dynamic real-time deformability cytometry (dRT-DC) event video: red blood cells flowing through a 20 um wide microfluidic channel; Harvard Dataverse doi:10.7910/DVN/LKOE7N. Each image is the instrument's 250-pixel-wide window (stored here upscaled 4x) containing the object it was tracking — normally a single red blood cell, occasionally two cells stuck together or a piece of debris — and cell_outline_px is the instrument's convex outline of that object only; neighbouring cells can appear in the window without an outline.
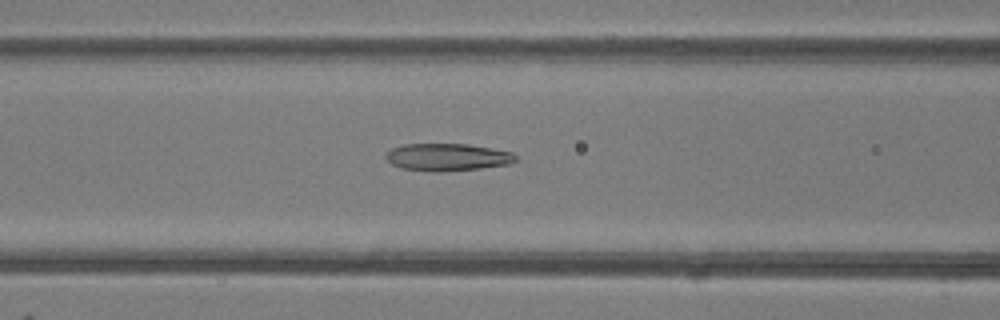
{"species": "common noctule bat (a hibernating species)", "species_latin": "Nyctalus noctula", "temperature_condition": "room temperature", "stored_images_in_passage": 40, "camera_frame_rate_fps": 3000, "um_per_image_px": 0.085, "animal": {"sex": "female"}, "frame": {"image": 1, "passage_image": 11, "time_ms": 3.333, "image_size_px": [1000, 320], "cell_outline_px": [[516, 160], [508, 164], [480, 168], [440, 172], [400, 168], [392, 164], [384, 156], [392, 148], [404, 144], [468, 144], [492, 148], [512, 152], [516, 156]], "centroid_in_image_um": [38.02, 13.35], "position_along_channel_um": 128.6, "area_um2": 20.58}}
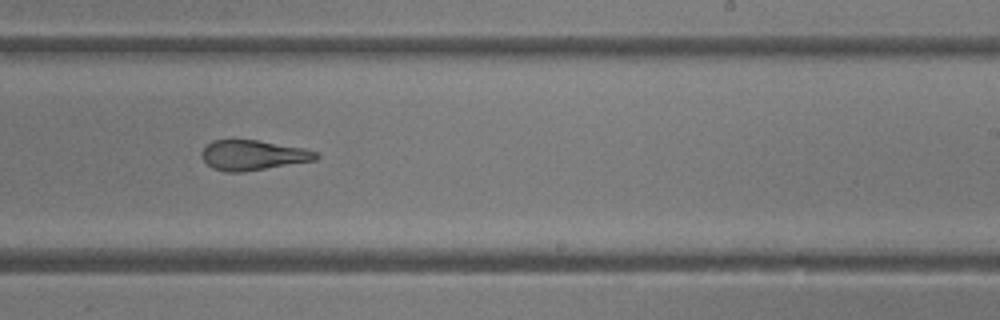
{"frame": {"image": 2, "passage_image": 21, "time_ms": 6.667, "image_size_px": [1000, 320], "cell_outline_px": [[320, 156], [316, 160], [240, 172], [224, 172], [212, 168], [200, 156], [200, 152], [212, 140], [256, 140], [304, 148], [316, 152]], "centroid_in_image_um": [21.47, 13.19], "position_along_channel_um": 267.5, "area_um2": 19.83}}
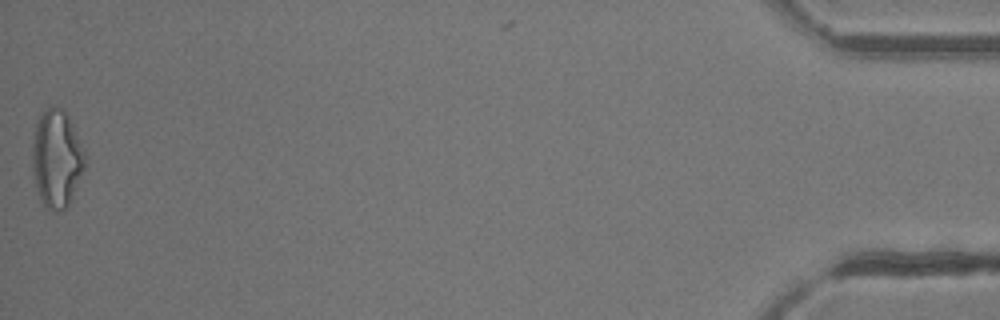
{"frame": {"image": 3, "passage_image": 40, "time_ms": 13.0, "image_size_px": [1000, 320], "cell_outline_px": [[84, 168], [68, 208], [60, 212], [52, 212], [40, 200], [36, 188], [32, 168], [32, 144], [36, 124], [40, 116], [52, 104], [56, 104], [64, 108], [84, 148]], "centroid_in_image_um": [4.81, 13.49], "position_along_channel_um": 430.4, "area_um2": 30.23}, "authors_computed_cell_mechanics": {"area_um2": 22.0796, "velocity_mm_per_s": 4.1702, "shape_relaxation_time_tau1_ms": null, "shape_relaxation_time_tau2_ms": 2.1043, "deformation_change_tau1": null, "deformation_change_tau2": 0.1104}}